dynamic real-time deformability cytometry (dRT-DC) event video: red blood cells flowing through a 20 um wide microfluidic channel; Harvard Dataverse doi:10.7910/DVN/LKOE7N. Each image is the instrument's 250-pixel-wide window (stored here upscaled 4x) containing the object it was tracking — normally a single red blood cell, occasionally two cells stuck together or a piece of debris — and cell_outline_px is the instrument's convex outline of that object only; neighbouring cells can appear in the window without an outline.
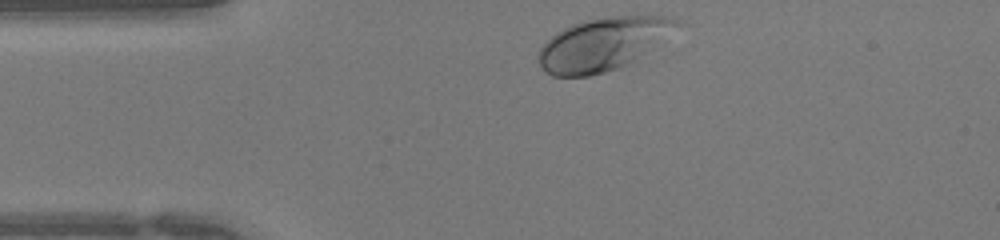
{"species": "human", "species_latin": "Homo sapiens", "temperature_condition": "warm", "stored_images_in_passage": 28, "camera_frame_rate_fps": 3000, "um_per_image_px": 0.085, "donor": {"sex": "female"}, "frame": {"image": 1, "passage_image": 1, "time_ms": 0.0, "image_size_px": [1000, 240], "cell_outline_px": [[684, 20], [680, 24], [628, 64], [620, 68], [588, 76], [552, 76], [544, 72], [540, 68], [536, 56], [540, 48], [556, 32], [580, 20], [604, 16], [668, 16]], "centroid_in_image_um": [51.15, 3.74], "position_along_channel_um": 33.8, "area_um2": 42.25}}
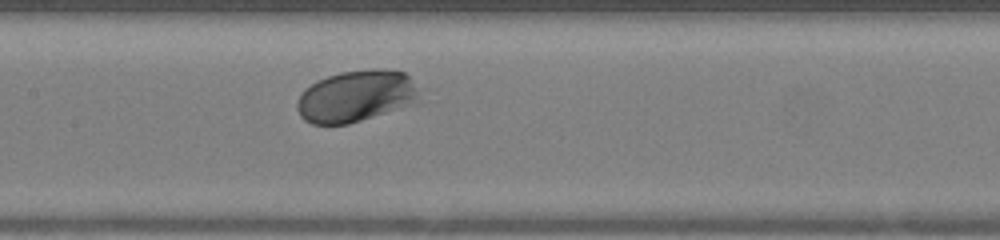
{"frame": {"image": 2, "passage_image": 13, "time_ms": 4.0, "image_size_px": [1000, 240], "cell_outline_px": [[416, 104], [348, 124], [312, 124], [304, 120], [300, 116], [296, 108], [296, 100], [300, 92], [304, 88], [328, 76], [340, 72], [372, 68], [384, 68], [404, 72], [408, 76], [416, 88]], "centroid_in_image_um": [30.22, 8.17], "position_along_channel_um": 177.2, "area_um2": 36.88}}
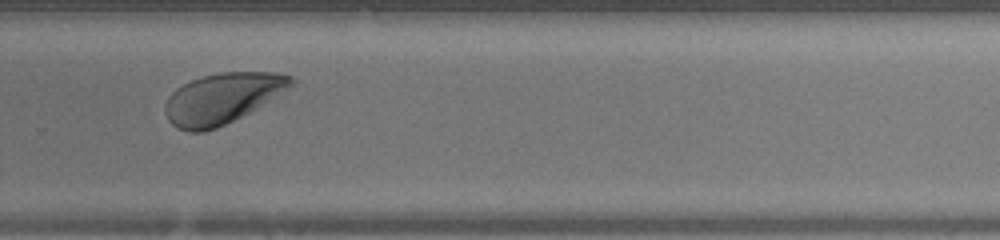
{"frame": {"image": 3, "passage_image": 22, "time_ms": 7.0, "image_size_px": [1000, 240], "cell_outline_px": [[296, 80], [288, 88], [248, 112], [216, 128], [204, 132], [188, 132], [176, 128], [168, 120], [164, 112], [164, 108], [168, 96], [176, 88], [192, 80], [204, 76], [220, 72], [276, 72], [292, 76]], "centroid_in_image_um": [18.83, 8.36], "position_along_channel_um": 311.0, "area_um2": 36.59}}